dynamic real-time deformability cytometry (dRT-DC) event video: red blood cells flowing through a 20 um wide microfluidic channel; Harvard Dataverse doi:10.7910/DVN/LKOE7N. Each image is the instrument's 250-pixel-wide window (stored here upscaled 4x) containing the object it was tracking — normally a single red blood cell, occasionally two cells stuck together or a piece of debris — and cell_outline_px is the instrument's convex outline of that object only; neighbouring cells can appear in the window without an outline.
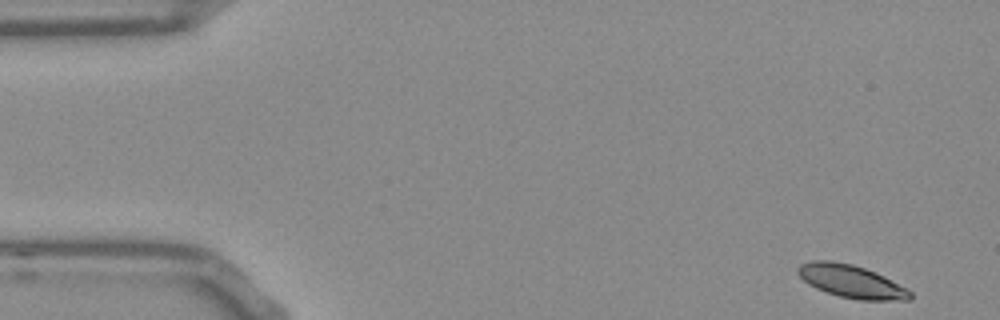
{"species": "Egyptian fruit bat (a non-hibernating species)", "species_latin": "Rousettus aegyptiacus", "temperature_condition": "room temperature", "stored_images_in_passage": 52, "camera_frame_rate_fps": 3000, "um_per_image_px": 0.085, "frame": {"image": 1, "passage_image": 1, "time_ms": 0.0, "image_size_px": [1000, 320], "cell_outline_px": [[912, 300], [860, 300], [840, 296], [816, 288], [808, 284], [796, 272], [796, 268], [800, 264], [812, 260], [832, 260], [852, 264], [876, 272], [884, 276], [912, 292]], "centroid_in_image_um": [72.34, 23.9], "position_along_channel_um": 12.7, "area_um2": 21.44}}
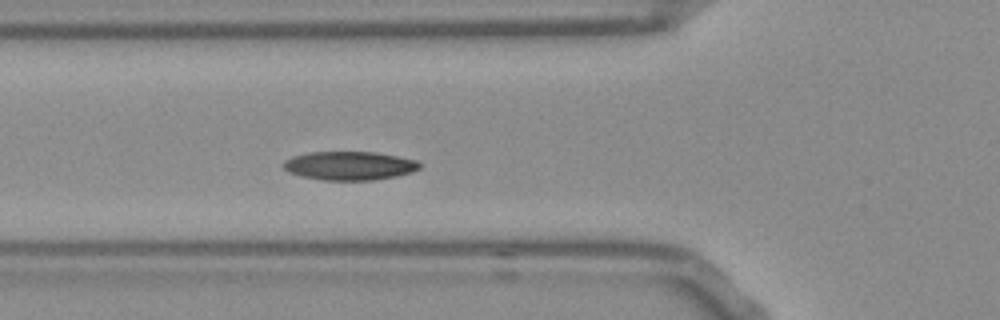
{"frame": {"image": 2, "passage_image": 17, "time_ms": 5.333, "image_size_px": [1000, 320], "cell_outline_px": [[420, 168], [412, 172], [396, 176], [372, 180], [324, 180], [300, 176], [288, 172], [280, 164], [284, 160], [292, 156], [308, 152], [376, 152], [416, 160], [420, 164]], "centroid_in_image_um": [29.65, 14.08], "position_along_channel_um": 96.1, "area_um2": 22.83}}
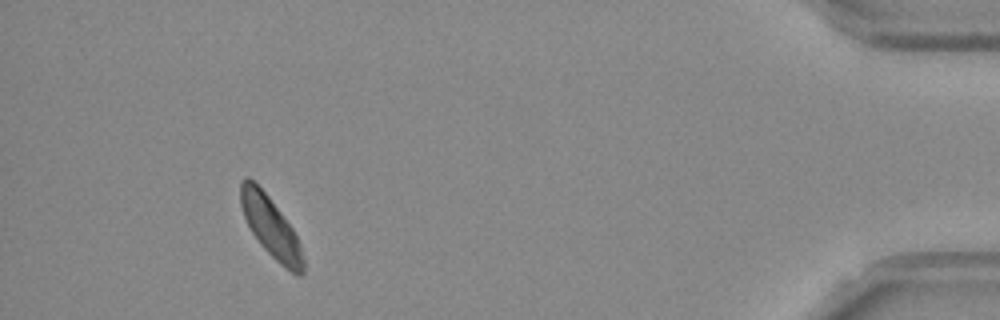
{"frame": {"image": 3, "passage_image": 48, "time_ms": 15.667, "image_size_px": [1000, 320], "cell_outline_px": [[304, 272], [300, 276], [292, 272], [280, 264], [260, 244], [252, 232], [244, 216], [240, 204], [240, 184], [248, 176], [268, 196], [292, 228], [300, 244], [304, 260]], "centroid_in_image_um": [23.02, 19.32], "position_along_channel_um": 412.2, "area_um2": 21.5}, "authors_computed_cell_mechanics": {"area_um2": 21.9929, "velocity_mm_per_s": 3.7071, "shape_relaxation_time_tau1_ms": 2.9213, "shape_relaxation_time_tau2_ms": 7.7521, "deformation_change_tau1": 0.0868, "deformation_change_tau2": 0.1298}}